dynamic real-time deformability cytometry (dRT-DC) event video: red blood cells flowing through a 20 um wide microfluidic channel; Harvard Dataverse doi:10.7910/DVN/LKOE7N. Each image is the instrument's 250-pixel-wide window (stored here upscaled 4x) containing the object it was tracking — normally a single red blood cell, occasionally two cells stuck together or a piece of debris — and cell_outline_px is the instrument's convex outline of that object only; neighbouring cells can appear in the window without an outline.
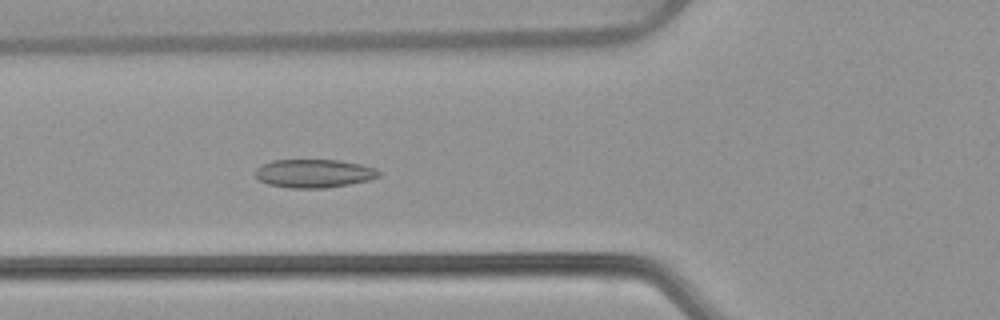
{"species": "common noctule bat (a hibernating species)", "species_latin": "Nyctalus noctula", "temperature_condition": "warm", "stored_images_in_passage": 54, "camera_frame_rate_fps": 3000, "um_per_image_px": 0.085, "animal": {"sex": "female", "body_mass_g": 22.7, "forearm_length_mm": 54.2}, "frame": {"image": 1, "passage_image": 20, "time_ms": 6.333, "image_size_px": [1000, 320], "cell_outline_px": [[384, 172], [380, 176], [368, 180], [348, 184], [324, 188], [292, 188], [268, 184], [260, 180], [256, 176], [256, 168], [272, 160], [340, 160], [360, 164], [376, 168]], "centroid_in_image_um": [26.74, 14.73], "position_along_channel_um": 99.1, "area_um2": 20.4}}
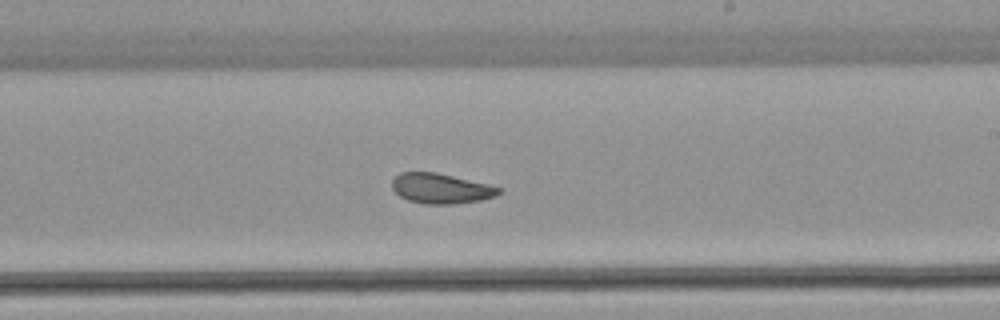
{"frame": {"image": 2, "passage_image": 32, "time_ms": 10.333, "image_size_px": [1000, 320], "cell_outline_px": [[500, 192], [496, 196], [480, 200], [452, 204], [424, 204], [408, 200], [400, 196], [392, 188], [392, 180], [400, 172], [436, 172], [488, 184], [500, 188]], "centroid_in_image_um": [37.45, 16.02], "position_along_channel_um": 251.5, "area_um2": 18.61}}
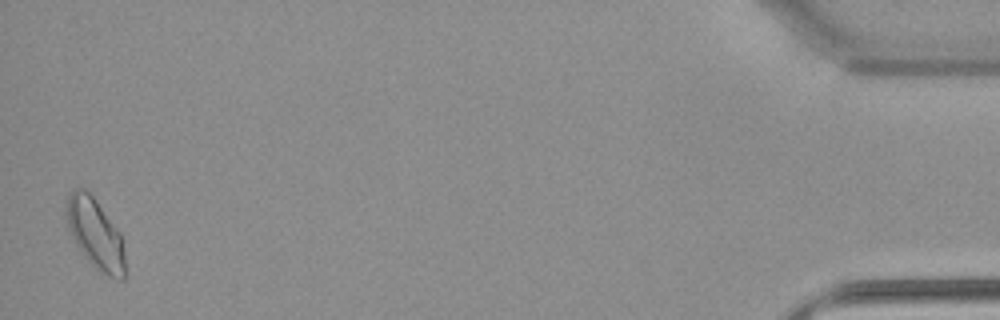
{"frame": {"image": 3, "passage_image": 53, "time_ms": 17.333, "image_size_px": [1000, 320], "cell_outline_px": [[128, 276], [124, 280], [116, 280], [100, 276], [84, 256], [72, 236], [68, 228], [64, 208], [68, 192], [76, 188], [84, 188], [96, 200], [120, 232], [124, 248]], "centroid_in_image_um": [8.14, 19.96], "position_along_channel_um": 427.1, "area_um2": 25.03}, "authors_computed_cell_mechanics": {"area_um2": 20.2878, "velocity_mm_per_s": 3.8195, "shape_relaxation_time_tau1_ms": null, "shape_relaxation_time_tau2_ms": 1.9485, "deformation_change_tau1": null, "deformation_change_tau2": 0.0805}}